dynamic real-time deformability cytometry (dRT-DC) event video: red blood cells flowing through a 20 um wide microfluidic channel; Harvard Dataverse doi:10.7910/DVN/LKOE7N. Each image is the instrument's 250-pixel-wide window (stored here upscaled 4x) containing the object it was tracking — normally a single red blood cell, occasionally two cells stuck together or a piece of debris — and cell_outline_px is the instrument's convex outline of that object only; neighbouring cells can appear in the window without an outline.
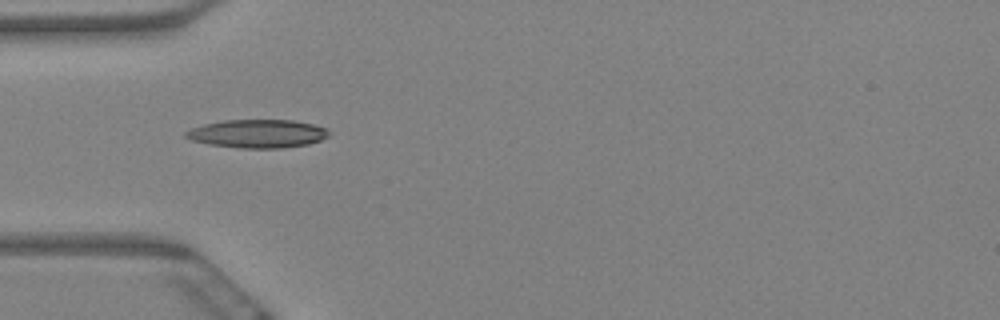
{"species": "Egyptian fruit bat (a non-hibernating species)", "species_latin": "Rousettus aegyptiacus", "temperature_condition": "warm", "stored_images_in_passage": 7, "camera_frame_rate_fps": 3000, "um_per_image_px": 0.085, "animal": {"sex": "female"}, "frame": {"image": 1, "passage_image": 5, "time_ms": 1.333, "image_size_px": [1000, 320], "cell_outline_px": [[332, 132], [328, 136], [320, 140], [308, 144], [284, 148], [240, 148], [208, 144], [192, 140], [184, 136], [184, 132], [192, 128], [204, 124], [224, 120], [292, 120], [312, 124], [328, 128]], "centroid_in_image_um": [21.92, 11.36], "position_along_channel_um": 63.1, "area_um2": 23.7}}
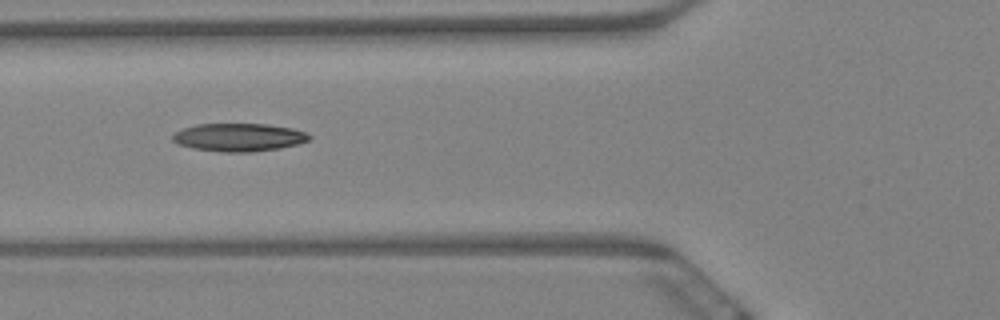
{"frame": {"image": 2, "passage_image": 6, "time_ms": 1.667, "image_size_px": [1000, 320], "cell_outline_px": [[312, 136], [308, 140], [300, 144], [280, 148], [252, 152], [224, 152], [192, 148], [176, 144], [172, 140], [172, 136], [176, 132], [184, 128], [196, 124], [268, 124], [292, 128], [308, 132]], "centroid_in_image_um": [20.33, 11.67], "position_along_channel_um": 105.5, "area_um2": 22.48}}
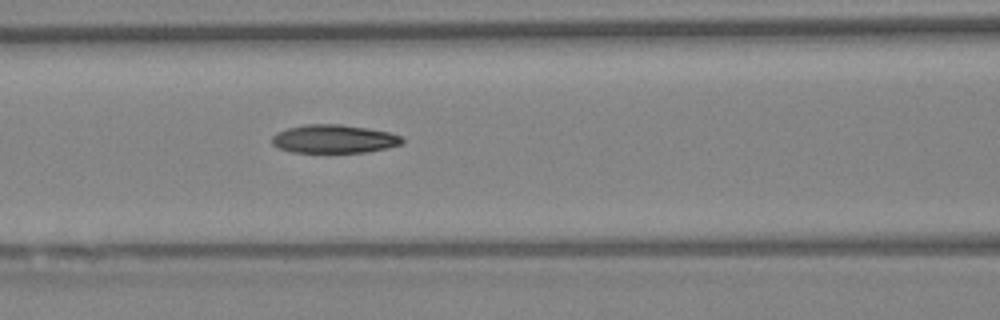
{"frame": {"image": 3, "passage_image": 7, "time_ms": 2.0, "image_size_px": [1000, 320], "cell_outline_px": [[404, 140], [400, 144], [384, 148], [364, 152], [292, 152], [276, 148], [272, 144], [272, 136], [276, 132], [288, 128], [308, 124], [340, 124], [368, 128], [388, 132], [400, 136]], "centroid_in_image_um": [28.32, 11.8], "position_along_channel_um": 138.3, "area_um2": 21.39}}